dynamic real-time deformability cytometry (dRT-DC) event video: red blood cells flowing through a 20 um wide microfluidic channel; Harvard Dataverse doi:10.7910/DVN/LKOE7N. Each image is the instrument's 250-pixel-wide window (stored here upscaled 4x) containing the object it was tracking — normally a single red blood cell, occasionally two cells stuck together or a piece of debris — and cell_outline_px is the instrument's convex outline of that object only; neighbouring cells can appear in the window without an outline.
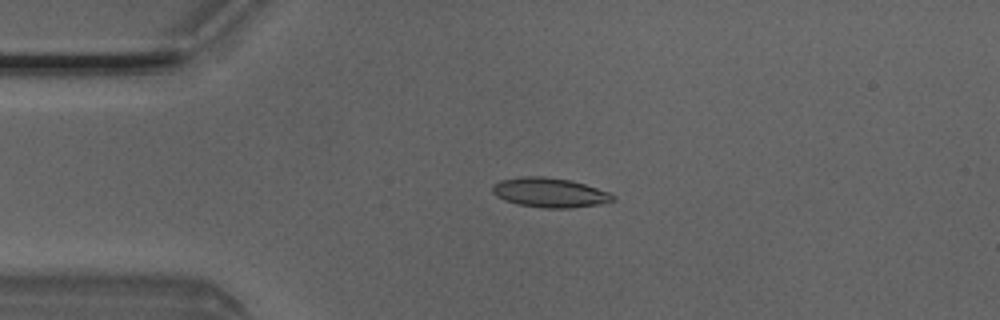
{"species": "Egyptian fruit bat (a non-hibernating species)", "species_latin": "Rousettus aegyptiacus", "temperature_condition": "room temperature", "stored_images_in_passage": 6, "camera_frame_rate_fps": 3000, "um_per_image_px": 0.085, "animal": {"sex": "male"}, "frame": {"image": 1, "passage_image": 2, "time_ms": 0.333, "image_size_px": [1000, 320], "cell_outline_px": [[616, 200], [596, 204], [572, 208], [544, 208], [516, 204], [504, 200], [496, 196], [492, 192], [492, 184], [500, 180], [520, 176], [544, 176], [572, 180], [608, 192], [616, 196]], "centroid_in_image_um": [46.68, 16.36], "position_along_channel_um": 38.3, "area_um2": 20.87}}
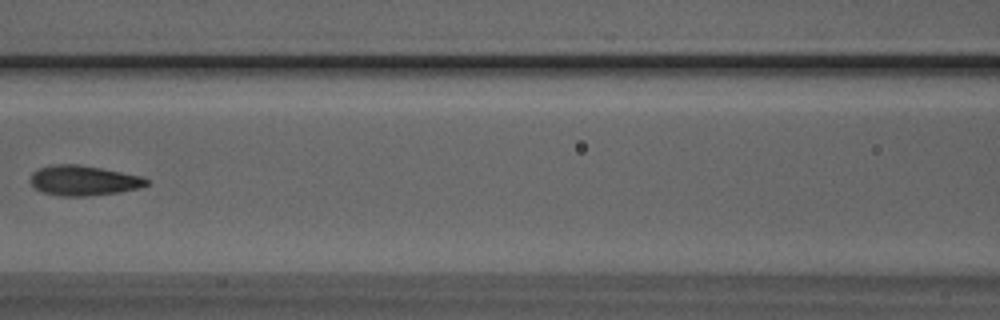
{"frame": {"image": 2, "passage_image": 5, "time_ms": 1.333, "image_size_px": [1000, 320], "cell_outline_px": [[148, 184], [140, 188], [120, 192], [84, 196], [60, 196], [44, 192], [36, 188], [28, 180], [32, 172], [40, 168], [52, 164], [76, 164], [100, 168], [140, 176], [148, 180]], "centroid_in_image_um": [7.07, 15.34], "position_along_channel_um": 159.5, "area_um2": 20.17}}